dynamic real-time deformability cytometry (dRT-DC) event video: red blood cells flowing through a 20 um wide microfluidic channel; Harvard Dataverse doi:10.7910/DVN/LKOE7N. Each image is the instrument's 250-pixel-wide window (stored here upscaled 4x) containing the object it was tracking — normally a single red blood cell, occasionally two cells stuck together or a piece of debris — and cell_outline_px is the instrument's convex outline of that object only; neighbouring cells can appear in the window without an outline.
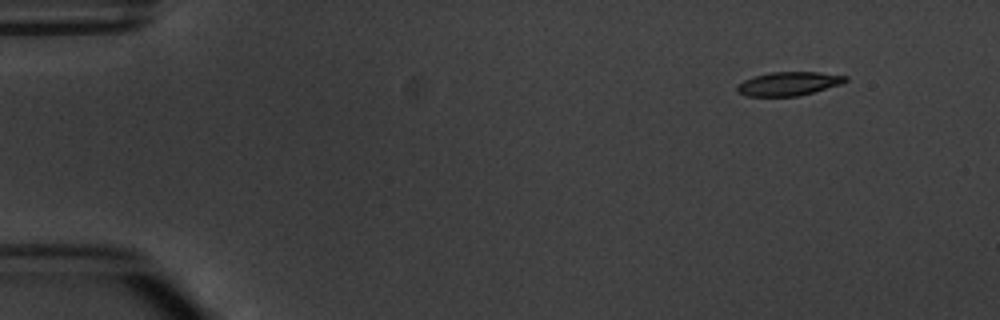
{"species": "common noctule bat (a hibernating species)", "species_latin": "Nyctalus noctula", "temperature_condition": "warm", "stored_images_in_passage": 4, "camera_frame_rate_fps": 3000, "um_per_image_px": 0.085, "animal": {"sex": "male", "body_mass_g": 20.1, "forearm_length_mm": 53.5}, "frame": {"image": 1, "passage_image": 1, "time_ms": 0.0, "image_size_px": [1000, 320], "cell_outline_px": [[848, 80], [840, 84], [812, 92], [796, 96], [748, 96], [736, 92], [736, 84], [752, 76], [772, 72], [816, 72], [848, 76]], "centroid_in_image_um": [66.97, 7.11], "position_along_channel_um": 18.0, "area_um2": 14.91}}
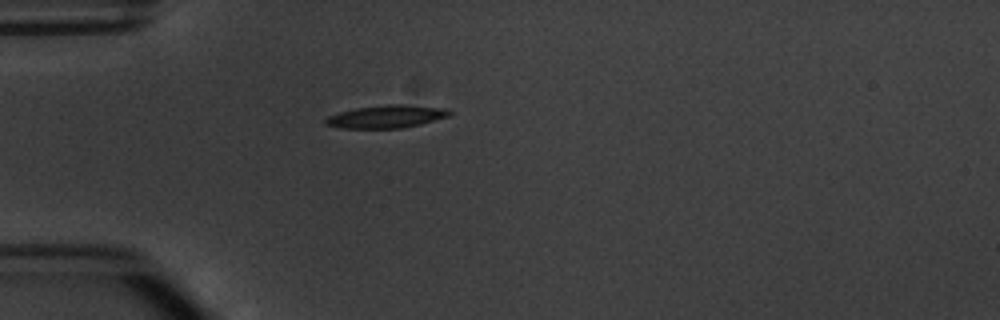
{"frame": {"image": 2, "passage_image": 4, "time_ms": 3.333, "image_size_px": [1000, 320], "cell_outline_px": [[452, 112], [448, 116], [420, 124], [400, 128], [340, 128], [324, 124], [324, 120], [328, 116], [340, 112], [356, 108], [388, 104], [400, 104], [444, 108]], "centroid_in_image_um": [32.8, 9.91], "position_along_channel_um": 52.2, "area_um2": 16.24}}